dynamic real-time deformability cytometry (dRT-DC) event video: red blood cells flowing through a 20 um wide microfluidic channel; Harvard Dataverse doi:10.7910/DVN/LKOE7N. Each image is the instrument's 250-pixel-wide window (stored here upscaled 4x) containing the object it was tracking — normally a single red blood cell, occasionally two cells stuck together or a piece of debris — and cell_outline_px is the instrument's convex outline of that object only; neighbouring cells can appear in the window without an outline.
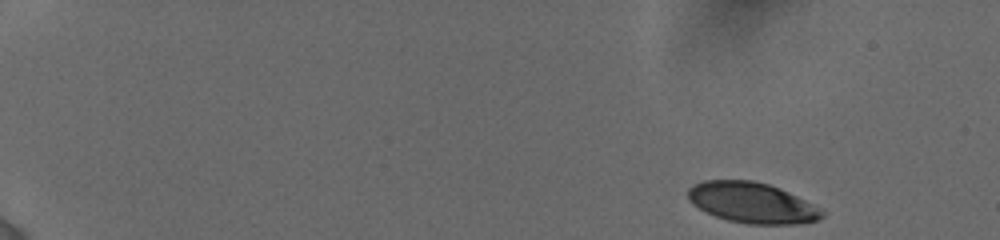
{"species": "human", "species_latin": "Homo sapiens", "temperature_condition": "cold", "stored_images_in_passage": 12, "camera_frame_rate_fps": 3000, "um_per_image_px": 0.085, "donor": {"sex": "female"}, "frame": {"image": 1, "passage_image": 1, "time_ms": 0.0, "image_size_px": [1000, 240], "cell_outline_px": [[828, 212], [824, 216], [816, 220], [796, 224], [748, 224], [728, 220], [716, 216], [692, 204], [688, 200], [688, 188], [692, 184], [704, 180], [752, 180], [768, 184], [780, 188]], "centroid_in_image_um": [63.92, 17.23], "position_along_channel_um": 21.1, "area_um2": 31.67}}
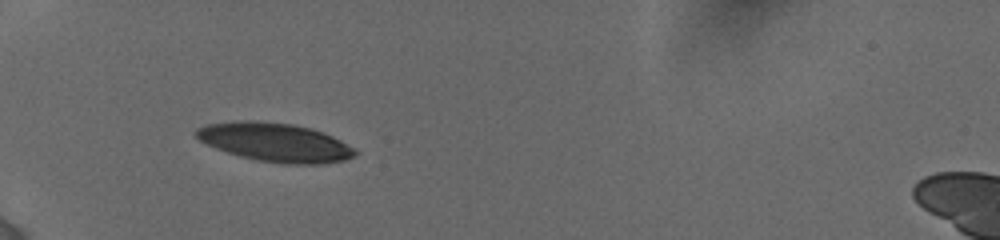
{"frame": {"image": 2, "passage_image": 9, "time_ms": 4.667, "image_size_px": [1000, 240], "cell_outline_px": [[360, 152], [356, 156], [344, 160], [320, 164], [284, 164], [256, 160], [240, 156], [216, 148], [200, 140], [192, 132], [196, 128], [208, 124], [232, 120], [256, 120], [296, 124], [312, 128], [324, 132], [356, 148]], "centroid_in_image_um": [23.41, 12.08], "position_along_channel_um": 61.6, "area_um2": 36.36}}
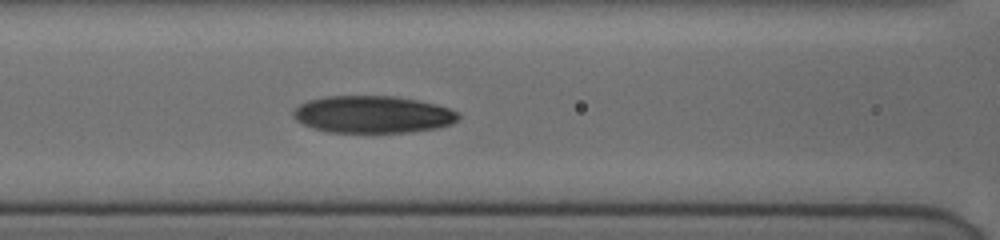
{"frame": {"image": 3, "passage_image": 12, "time_ms": 7.0, "image_size_px": [1000, 240], "cell_outline_px": [[460, 116], [452, 124], [436, 128], [408, 132], [328, 132], [312, 128], [296, 120], [292, 116], [292, 112], [300, 104], [308, 100], [324, 96], [396, 96], [436, 104], [460, 112]], "centroid_in_image_um": [31.67, 9.72], "position_along_channel_um": 134.9, "area_um2": 35.84}}